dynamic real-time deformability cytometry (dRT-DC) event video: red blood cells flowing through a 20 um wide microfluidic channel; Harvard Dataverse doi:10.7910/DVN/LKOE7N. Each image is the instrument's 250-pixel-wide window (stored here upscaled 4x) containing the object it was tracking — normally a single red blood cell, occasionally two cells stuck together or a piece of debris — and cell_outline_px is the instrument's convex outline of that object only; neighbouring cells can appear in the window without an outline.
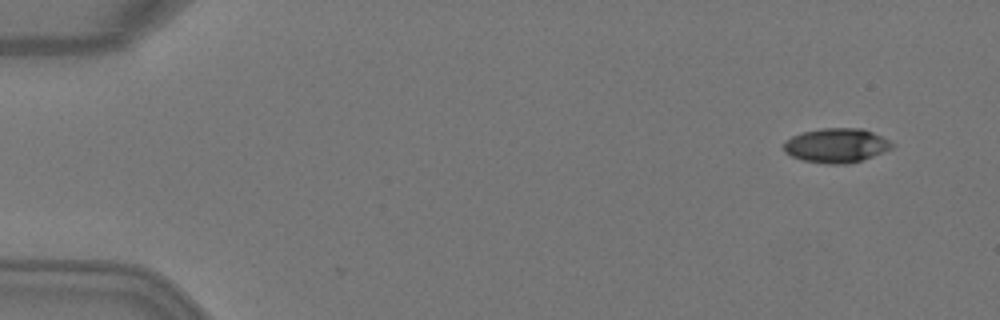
{"species": "Egyptian fruit bat (a non-hibernating species)", "species_latin": "Rousettus aegyptiacus", "temperature_condition": "warm", "stored_images_in_passage": 4, "camera_frame_rate_fps": 3000, "um_per_image_px": 0.085, "animal": {"sex": "female"}, "frame": {"image": 1, "passage_image": 1, "time_ms": 0.0, "image_size_px": [1000, 320], "cell_outline_px": [[892, 148], [872, 156], [848, 164], [828, 164], [804, 160], [792, 156], [784, 152], [784, 140], [792, 136], [804, 132], [820, 128], [864, 128], [888, 140], [892, 144]], "centroid_in_image_um": [71.05, 12.35], "position_along_channel_um": 13.9, "area_um2": 21.44}}